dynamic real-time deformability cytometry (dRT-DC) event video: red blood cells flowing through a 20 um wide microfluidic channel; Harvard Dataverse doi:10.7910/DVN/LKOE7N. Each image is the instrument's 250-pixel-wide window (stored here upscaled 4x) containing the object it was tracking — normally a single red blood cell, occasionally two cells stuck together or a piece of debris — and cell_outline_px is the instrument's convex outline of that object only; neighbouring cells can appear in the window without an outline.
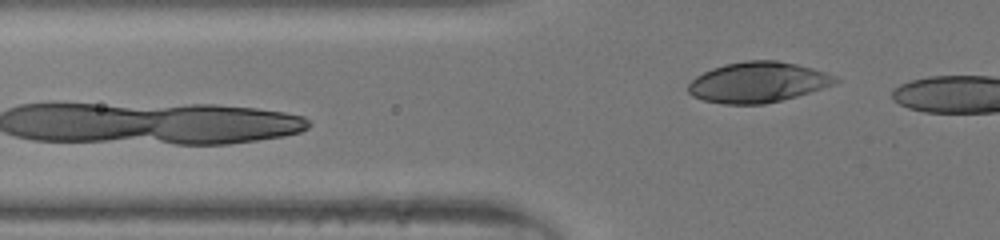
{"species": "human", "species_latin": "Homo sapiens", "temperature_condition": "room temperature", "stored_images_in_passage": 10, "camera_frame_rate_fps": 3000, "um_per_image_px": 0.085, "donor": {"sex": "male"}, "frame": {"image": 1, "passage_image": 10, "time_ms": 3.0, "image_size_px": [1000, 240], "cell_outline_px": [[840, 80], [832, 84], [796, 96], [764, 104], [724, 104], [704, 100], [692, 96], [688, 92], [688, 84], [696, 76], [712, 68], [724, 64], [744, 60], [776, 60], [796, 64], [812, 68], [836, 76]], "centroid_in_image_um": [64.37, 6.98], "position_along_channel_um": 61.4, "area_um2": 34.45}}